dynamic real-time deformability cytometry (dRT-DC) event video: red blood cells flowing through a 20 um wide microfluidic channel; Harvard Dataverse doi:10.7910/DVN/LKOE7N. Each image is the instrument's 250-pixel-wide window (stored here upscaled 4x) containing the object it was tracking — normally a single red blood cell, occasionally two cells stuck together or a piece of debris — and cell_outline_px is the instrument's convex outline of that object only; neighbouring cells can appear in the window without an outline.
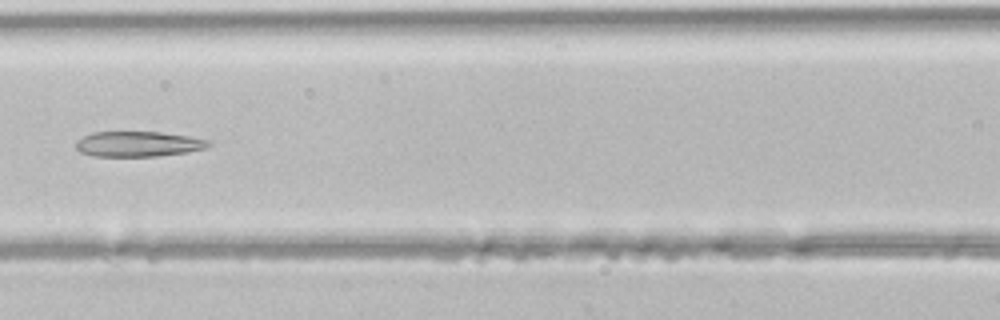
{"species": "common noctule bat (a hibernating species)", "species_latin": "Nyctalus noctula", "temperature_condition": "room temperature", "stored_images_in_passage": 5, "camera_frame_rate_fps": 3000, "um_per_image_px": 0.085, "animal": {"sex": "male", "body_mass_g": 21.5, "forearm_length_mm": 52.0}, "frame": {"image": 1, "passage_image": 5, "time_ms": 1.333, "image_size_px": [1000, 320], "cell_outline_px": [[212, 144], [208, 148], [188, 152], [156, 156], [92, 156], [80, 152], [76, 148], [76, 140], [92, 132], [160, 132], [188, 136], [208, 140]], "centroid_in_image_um": [11.75, 12.24], "position_along_channel_um": 154.8, "area_um2": 19.59}}